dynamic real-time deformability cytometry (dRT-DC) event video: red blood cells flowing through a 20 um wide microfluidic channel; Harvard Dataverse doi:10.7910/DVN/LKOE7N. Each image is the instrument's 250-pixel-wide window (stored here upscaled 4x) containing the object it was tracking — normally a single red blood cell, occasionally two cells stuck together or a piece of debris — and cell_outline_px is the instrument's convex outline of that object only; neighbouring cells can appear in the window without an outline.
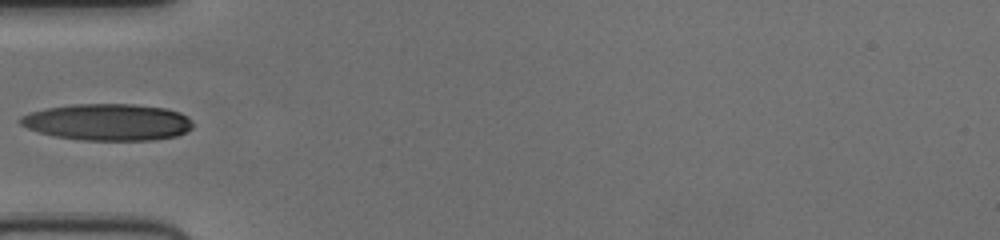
{"species": "human", "species_latin": "Homo sapiens", "temperature_condition": "cold", "stored_images_in_passage": 35, "camera_frame_rate_fps": 3000, "um_per_image_px": 0.085, "donor": {"sex": "female"}, "frame": {"image": 1, "passage_image": 1, "time_ms": 0.0, "image_size_px": [1000, 240], "cell_outline_px": [[192, 128], [188, 132], [176, 136], [156, 140], [80, 140], [56, 136], [40, 132], [28, 128], [20, 124], [20, 116], [32, 112], [48, 108], [72, 104], [132, 104], [164, 108], [180, 112], [188, 116], [192, 120]], "centroid_in_image_um": [9.21, 10.38], "position_along_channel_um": 75.8, "area_um2": 36.88}}
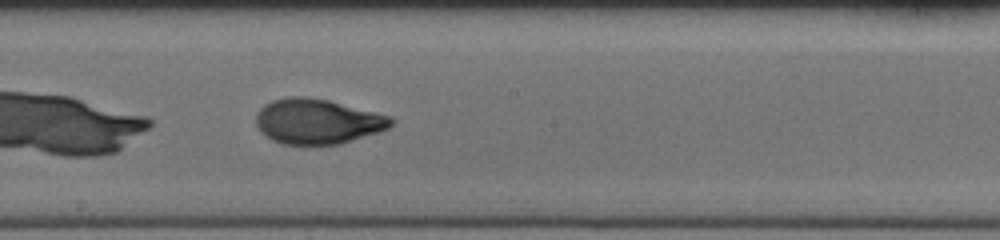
{"frame": {"image": 2, "passage_image": 12, "time_ms": 3.667, "image_size_px": [1000, 240], "cell_outline_px": [[396, 120], [388, 128], [340, 144], [284, 144], [272, 140], [260, 132], [256, 124], [256, 116], [260, 108], [264, 104], [272, 100], [288, 96], [304, 96], [328, 100], [388, 116]], "centroid_in_image_um": [26.93, 10.31], "position_along_channel_um": 221.3, "area_um2": 35.14}}
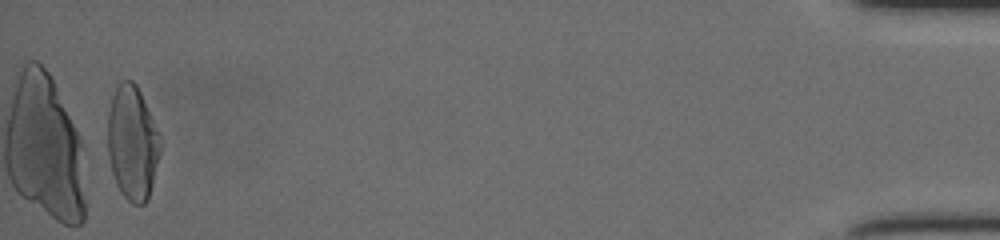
{"frame": {"image": 3, "passage_image": 34, "time_ms": 11.0, "image_size_px": [1000, 240], "cell_outline_px": [[160, 152], [148, 200], [144, 204], [132, 204], [120, 192], [116, 184], [112, 172], [108, 156], [108, 112], [112, 96], [116, 84], [120, 80], [132, 80], [136, 84], [140, 92], [152, 120], [160, 144]], "centroid_in_image_um": [11.21, 12.15], "position_along_channel_um": 424.0, "area_um2": 34.62}}